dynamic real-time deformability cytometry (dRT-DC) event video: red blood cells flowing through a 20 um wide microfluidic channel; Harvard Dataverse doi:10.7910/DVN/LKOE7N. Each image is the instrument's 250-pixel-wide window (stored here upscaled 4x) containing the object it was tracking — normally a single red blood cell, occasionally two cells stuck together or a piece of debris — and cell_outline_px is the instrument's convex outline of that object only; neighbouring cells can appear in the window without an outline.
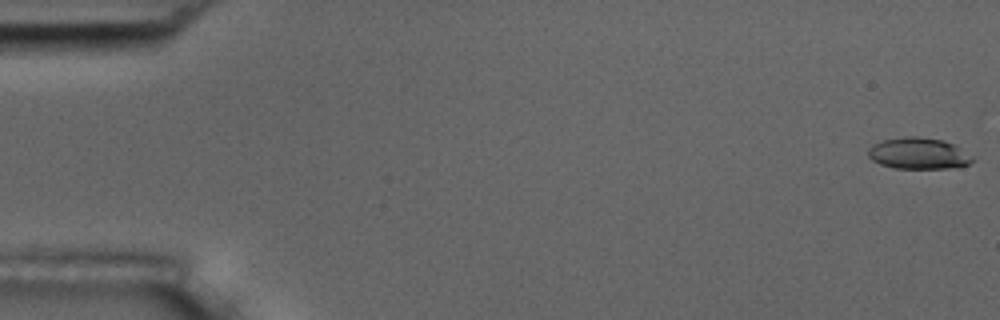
{"species": "common noctule bat (a hibernating species)", "species_latin": "Nyctalus noctula", "temperature_condition": "room temperature", "stored_images_in_passage": 10, "camera_frame_rate_fps": 3000, "um_per_image_px": 0.085, "animal": {"sex": "male", "body_mass_g": 17.5, "forearm_length_mm": 52.3}, "frame": {"image": 1, "passage_image": 1, "time_ms": 0.0, "image_size_px": [1000, 320], "cell_outline_px": [[976, 160], [968, 164], [948, 168], [896, 168], [880, 164], [872, 160], [868, 156], [868, 148], [872, 144], [884, 140], [904, 136], [916, 136], [944, 140], [976, 156]], "centroid_in_image_um": [78.09, 13.03], "position_along_channel_um": 6.9, "area_um2": 19.19}}
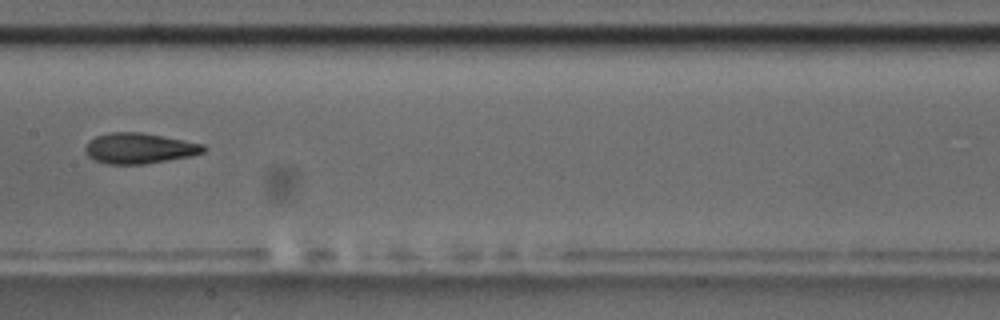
{"frame": {"image": 2, "passage_image": 9, "time_ms": 2.667, "image_size_px": [1000, 320], "cell_outline_px": [[208, 148], [204, 152], [192, 156], [144, 164], [108, 164], [92, 160], [84, 152], [84, 148], [88, 140], [96, 136], [108, 132], [144, 132], [204, 144]], "centroid_in_image_um": [11.82, 12.6], "position_along_channel_um": 195.6, "area_um2": 21.44}}
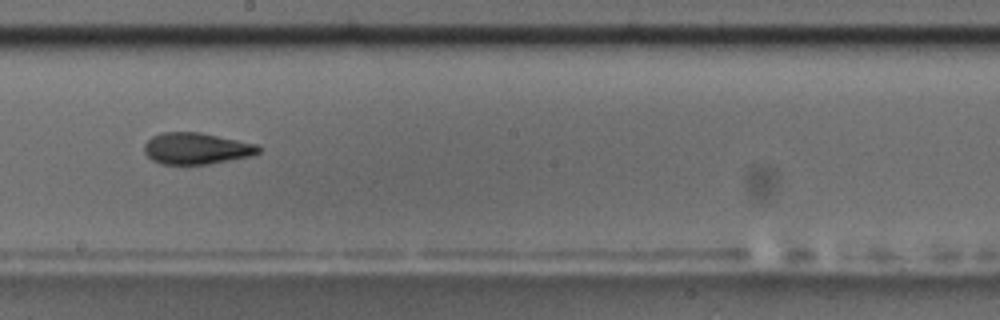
{"frame": {"image": 3, "passage_image": 10, "time_ms": 3.0, "image_size_px": [1000, 320], "cell_outline_px": [[260, 152], [252, 156], [208, 164], [160, 164], [152, 160], [144, 152], [144, 144], [152, 136], [160, 132], [200, 132], [256, 144], [260, 148]], "centroid_in_image_um": [16.67, 12.62], "position_along_channel_um": 231.5, "area_um2": 20.98}}